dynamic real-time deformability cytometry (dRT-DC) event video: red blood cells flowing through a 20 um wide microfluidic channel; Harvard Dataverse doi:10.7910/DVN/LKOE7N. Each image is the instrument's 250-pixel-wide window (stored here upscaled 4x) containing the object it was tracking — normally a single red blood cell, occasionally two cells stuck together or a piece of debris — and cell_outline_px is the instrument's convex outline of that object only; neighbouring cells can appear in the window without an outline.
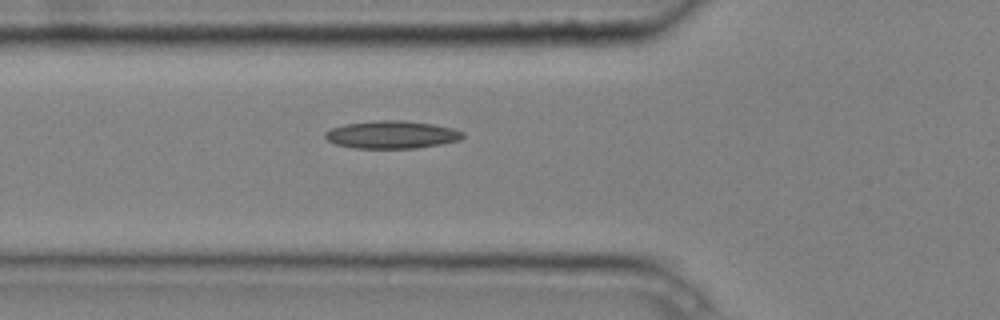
{"species": "common noctule bat (a hibernating species)", "species_latin": "Nyctalus noctula", "temperature_condition": "cold", "stored_images_in_passage": 2, "camera_frame_rate_fps": 3000, "um_per_image_px": 0.085, "animal": {"sex": "male", "body_mass_g": 20.4}, "frame": {"image": 1, "passage_image": 2, "time_ms": 0.333, "image_size_px": [1000, 320], "cell_outline_px": [[464, 136], [460, 140], [440, 144], [416, 148], [356, 148], [336, 144], [328, 140], [324, 136], [324, 132], [332, 128], [344, 124], [372, 120], [404, 120], [432, 124], [452, 128], [464, 132]], "centroid_in_image_um": [33.29, 11.44], "position_along_channel_um": 92.5, "area_um2": 22.25}}